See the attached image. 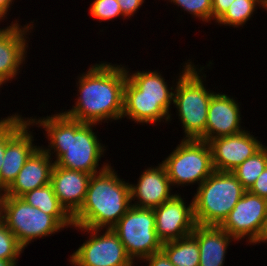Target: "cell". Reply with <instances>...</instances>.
Masks as SVG:
<instances>
[{"instance_id":"cell-1","label":"cell","mask_w":267,"mask_h":266,"mask_svg":"<svg viewBox=\"0 0 267 266\" xmlns=\"http://www.w3.org/2000/svg\"><path fill=\"white\" fill-rule=\"evenodd\" d=\"M27 119L31 126L42 127L47 133L46 138L48 137L47 140L50 141L48 148L44 146L40 148L50 157L56 154L54 161L56 166L93 175L110 165L104 163L101 168L98 167L106 147L93 131L96 124L82 123L63 112L49 115L46 118L30 117Z\"/></svg>"},{"instance_id":"cell-2","label":"cell","mask_w":267,"mask_h":266,"mask_svg":"<svg viewBox=\"0 0 267 266\" xmlns=\"http://www.w3.org/2000/svg\"><path fill=\"white\" fill-rule=\"evenodd\" d=\"M77 79L78 99L71 110L63 111L65 115L97 125L104 120L122 119L126 66L95 63Z\"/></svg>"},{"instance_id":"cell-3","label":"cell","mask_w":267,"mask_h":266,"mask_svg":"<svg viewBox=\"0 0 267 266\" xmlns=\"http://www.w3.org/2000/svg\"><path fill=\"white\" fill-rule=\"evenodd\" d=\"M131 206L130 184L109 165L89 180L81 208L72 216L76 227L112 228Z\"/></svg>"},{"instance_id":"cell-4","label":"cell","mask_w":267,"mask_h":266,"mask_svg":"<svg viewBox=\"0 0 267 266\" xmlns=\"http://www.w3.org/2000/svg\"><path fill=\"white\" fill-rule=\"evenodd\" d=\"M126 74L122 118L126 116L139 124L171 121L172 114L169 110L173 104L175 85L168 87L163 76L156 70L130 73L126 68Z\"/></svg>"},{"instance_id":"cell-5","label":"cell","mask_w":267,"mask_h":266,"mask_svg":"<svg viewBox=\"0 0 267 266\" xmlns=\"http://www.w3.org/2000/svg\"><path fill=\"white\" fill-rule=\"evenodd\" d=\"M188 61L183 65L177 81L173 83V104L184 130L183 139L199 140L205 134L209 102L216 92L204 86L203 79L206 78V74H201L204 66L198 69L190 60Z\"/></svg>"},{"instance_id":"cell-6","label":"cell","mask_w":267,"mask_h":266,"mask_svg":"<svg viewBox=\"0 0 267 266\" xmlns=\"http://www.w3.org/2000/svg\"><path fill=\"white\" fill-rule=\"evenodd\" d=\"M196 191L192 199L196 224L220 226L247 190L232 172L214 170Z\"/></svg>"},{"instance_id":"cell-7","label":"cell","mask_w":267,"mask_h":266,"mask_svg":"<svg viewBox=\"0 0 267 266\" xmlns=\"http://www.w3.org/2000/svg\"><path fill=\"white\" fill-rule=\"evenodd\" d=\"M0 220L24 249L35 239H43L64 229L52 215L14 196H1Z\"/></svg>"},{"instance_id":"cell-8","label":"cell","mask_w":267,"mask_h":266,"mask_svg":"<svg viewBox=\"0 0 267 266\" xmlns=\"http://www.w3.org/2000/svg\"><path fill=\"white\" fill-rule=\"evenodd\" d=\"M179 143L162 161L171 185L184 187L197 182L199 187L214 172L209 144L195 139Z\"/></svg>"},{"instance_id":"cell-9","label":"cell","mask_w":267,"mask_h":266,"mask_svg":"<svg viewBox=\"0 0 267 266\" xmlns=\"http://www.w3.org/2000/svg\"><path fill=\"white\" fill-rule=\"evenodd\" d=\"M111 229L117 234L133 262L136 259L142 261L162 249L163 243L156 233L152 208L131 205Z\"/></svg>"},{"instance_id":"cell-10","label":"cell","mask_w":267,"mask_h":266,"mask_svg":"<svg viewBox=\"0 0 267 266\" xmlns=\"http://www.w3.org/2000/svg\"><path fill=\"white\" fill-rule=\"evenodd\" d=\"M74 227L91 235L70 256L69 262L73 266H134V262L127 255L123 243L111 228ZM101 230L106 231L100 233Z\"/></svg>"},{"instance_id":"cell-11","label":"cell","mask_w":267,"mask_h":266,"mask_svg":"<svg viewBox=\"0 0 267 266\" xmlns=\"http://www.w3.org/2000/svg\"><path fill=\"white\" fill-rule=\"evenodd\" d=\"M20 114L5 124V153L0 171V192L3 193L16 179L29 157L40 147L33 144L30 123ZM24 118V119H23Z\"/></svg>"},{"instance_id":"cell-12","label":"cell","mask_w":267,"mask_h":266,"mask_svg":"<svg viewBox=\"0 0 267 266\" xmlns=\"http://www.w3.org/2000/svg\"><path fill=\"white\" fill-rule=\"evenodd\" d=\"M267 212V199L246 191L220 227L237 241L258 240Z\"/></svg>"},{"instance_id":"cell-13","label":"cell","mask_w":267,"mask_h":266,"mask_svg":"<svg viewBox=\"0 0 267 266\" xmlns=\"http://www.w3.org/2000/svg\"><path fill=\"white\" fill-rule=\"evenodd\" d=\"M155 229L162 243L178 240L192 234L196 227L193 200L186 205L180 194L153 208Z\"/></svg>"},{"instance_id":"cell-14","label":"cell","mask_w":267,"mask_h":266,"mask_svg":"<svg viewBox=\"0 0 267 266\" xmlns=\"http://www.w3.org/2000/svg\"><path fill=\"white\" fill-rule=\"evenodd\" d=\"M208 144L214 170L230 172L264 146L246 129L234 135L209 140Z\"/></svg>"},{"instance_id":"cell-15","label":"cell","mask_w":267,"mask_h":266,"mask_svg":"<svg viewBox=\"0 0 267 266\" xmlns=\"http://www.w3.org/2000/svg\"><path fill=\"white\" fill-rule=\"evenodd\" d=\"M18 22L12 21L9 26L0 28V85L15 79L27 57L29 37L26 35L32 32L34 24L31 21L22 27Z\"/></svg>"},{"instance_id":"cell-16","label":"cell","mask_w":267,"mask_h":266,"mask_svg":"<svg viewBox=\"0 0 267 266\" xmlns=\"http://www.w3.org/2000/svg\"><path fill=\"white\" fill-rule=\"evenodd\" d=\"M240 116V105L233 96L215 93L209 102L205 134L199 140L208 142L242 132Z\"/></svg>"},{"instance_id":"cell-17","label":"cell","mask_w":267,"mask_h":266,"mask_svg":"<svg viewBox=\"0 0 267 266\" xmlns=\"http://www.w3.org/2000/svg\"><path fill=\"white\" fill-rule=\"evenodd\" d=\"M137 180V184H130L132 206L153 209L175 195L171 192L172 185L162 163L147 167Z\"/></svg>"},{"instance_id":"cell-18","label":"cell","mask_w":267,"mask_h":266,"mask_svg":"<svg viewBox=\"0 0 267 266\" xmlns=\"http://www.w3.org/2000/svg\"><path fill=\"white\" fill-rule=\"evenodd\" d=\"M92 174L68 170L54 164L51 180L60 204L73 216L82 206Z\"/></svg>"},{"instance_id":"cell-19","label":"cell","mask_w":267,"mask_h":266,"mask_svg":"<svg viewBox=\"0 0 267 266\" xmlns=\"http://www.w3.org/2000/svg\"><path fill=\"white\" fill-rule=\"evenodd\" d=\"M40 147L29 157L16 179L1 196L22 197L50 183L54 160ZM53 161V162H52Z\"/></svg>"},{"instance_id":"cell-20","label":"cell","mask_w":267,"mask_h":266,"mask_svg":"<svg viewBox=\"0 0 267 266\" xmlns=\"http://www.w3.org/2000/svg\"><path fill=\"white\" fill-rule=\"evenodd\" d=\"M192 235L199 245V266H223L229 244L236 241L220 226L196 225Z\"/></svg>"},{"instance_id":"cell-21","label":"cell","mask_w":267,"mask_h":266,"mask_svg":"<svg viewBox=\"0 0 267 266\" xmlns=\"http://www.w3.org/2000/svg\"><path fill=\"white\" fill-rule=\"evenodd\" d=\"M21 198L31 206L52 215L63 227H74L72 216L60 204L51 183L35 188L24 194Z\"/></svg>"},{"instance_id":"cell-22","label":"cell","mask_w":267,"mask_h":266,"mask_svg":"<svg viewBox=\"0 0 267 266\" xmlns=\"http://www.w3.org/2000/svg\"><path fill=\"white\" fill-rule=\"evenodd\" d=\"M161 250L175 266H199V245L192 234L163 243Z\"/></svg>"},{"instance_id":"cell-23","label":"cell","mask_w":267,"mask_h":266,"mask_svg":"<svg viewBox=\"0 0 267 266\" xmlns=\"http://www.w3.org/2000/svg\"><path fill=\"white\" fill-rule=\"evenodd\" d=\"M267 167V146H263L253 156L246 159L231 172L248 191Z\"/></svg>"},{"instance_id":"cell-24","label":"cell","mask_w":267,"mask_h":266,"mask_svg":"<svg viewBox=\"0 0 267 266\" xmlns=\"http://www.w3.org/2000/svg\"><path fill=\"white\" fill-rule=\"evenodd\" d=\"M257 6L266 9V2L264 0H234L216 23L231 27H243L253 16Z\"/></svg>"},{"instance_id":"cell-25","label":"cell","mask_w":267,"mask_h":266,"mask_svg":"<svg viewBox=\"0 0 267 266\" xmlns=\"http://www.w3.org/2000/svg\"><path fill=\"white\" fill-rule=\"evenodd\" d=\"M24 248L19 244L16 236L0 220V259L18 261Z\"/></svg>"},{"instance_id":"cell-26","label":"cell","mask_w":267,"mask_h":266,"mask_svg":"<svg viewBox=\"0 0 267 266\" xmlns=\"http://www.w3.org/2000/svg\"><path fill=\"white\" fill-rule=\"evenodd\" d=\"M203 22L212 20V0H168Z\"/></svg>"},{"instance_id":"cell-27","label":"cell","mask_w":267,"mask_h":266,"mask_svg":"<svg viewBox=\"0 0 267 266\" xmlns=\"http://www.w3.org/2000/svg\"><path fill=\"white\" fill-rule=\"evenodd\" d=\"M90 15L99 21L113 20L117 17L126 18L120 9L117 0H94L89 8Z\"/></svg>"},{"instance_id":"cell-28","label":"cell","mask_w":267,"mask_h":266,"mask_svg":"<svg viewBox=\"0 0 267 266\" xmlns=\"http://www.w3.org/2000/svg\"><path fill=\"white\" fill-rule=\"evenodd\" d=\"M248 191L254 195L267 199V167Z\"/></svg>"},{"instance_id":"cell-29","label":"cell","mask_w":267,"mask_h":266,"mask_svg":"<svg viewBox=\"0 0 267 266\" xmlns=\"http://www.w3.org/2000/svg\"><path fill=\"white\" fill-rule=\"evenodd\" d=\"M122 14L127 18L135 15L137 10L142 6L144 0H117Z\"/></svg>"},{"instance_id":"cell-30","label":"cell","mask_w":267,"mask_h":266,"mask_svg":"<svg viewBox=\"0 0 267 266\" xmlns=\"http://www.w3.org/2000/svg\"><path fill=\"white\" fill-rule=\"evenodd\" d=\"M233 2L234 0H212V20L217 22Z\"/></svg>"},{"instance_id":"cell-31","label":"cell","mask_w":267,"mask_h":266,"mask_svg":"<svg viewBox=\"0 0 267 266\" xmlns=\"http://www.w3.org/2000/svg\"><path fill=\"white\" fill-rule=\"evenodd\" d=\"M144 261L148 262L147 266H175L162 250L144 258Z\"/></svg>"},{"instance_id":"cell-32","label":"cell","mask_w":267,"mask_h":266,"mask_svg":"<svg viewBox=\"0 0 267 266\" xmlns=\"http://www.w3.org/2000/svg\"><path fill=\"white\" fill-rule=\"evenodd\" d=\"M15 115L7 116L0 119V171L4 161L5 153V124L8 123Z\"/></svg>"},{"instance_id":"cell-33","label":"cell","mask_w":267,"mask_h":266,"mask_svg":"<svg viewBox=\"0 0 267 266\" xmlns=\"http://www.w3.org/2000/svg\"><path fill=\"white\" fill-rule=\"evenodd\" d=\"M14 0H0V21L5 20ZM11 5V6H10Z\"/></svg>"},{"instance_id":"cell-34","label":"cell","mask_w":267,"mask_h":266,"mask_svg":"<svg viewBox=\"0 0 267 266\" xmlns=\"http://www.w3.org/2000/svg\"><path fill=\"white\" fill-rule=\"evenodd\" d=\"M261 242H266L267 243V212H266V216H265V220H264V224H263V227H262V230L259 234V238L258 240L254 243L255 244H261Z\"/></svg>"},{"instance_id":"cell-35","label":"cell","mask_w":267,"mask_h":266,"mask_svg":"<svg viewBox=\"0 0 267 266\" xmlns=\"http://www.w3.org/2000/svg\"><path fill=\"white\" fill-rule=\"evenodd\" d=\"M17 261L0 259V266H17Z\"/></svg>"}]
</instances>
